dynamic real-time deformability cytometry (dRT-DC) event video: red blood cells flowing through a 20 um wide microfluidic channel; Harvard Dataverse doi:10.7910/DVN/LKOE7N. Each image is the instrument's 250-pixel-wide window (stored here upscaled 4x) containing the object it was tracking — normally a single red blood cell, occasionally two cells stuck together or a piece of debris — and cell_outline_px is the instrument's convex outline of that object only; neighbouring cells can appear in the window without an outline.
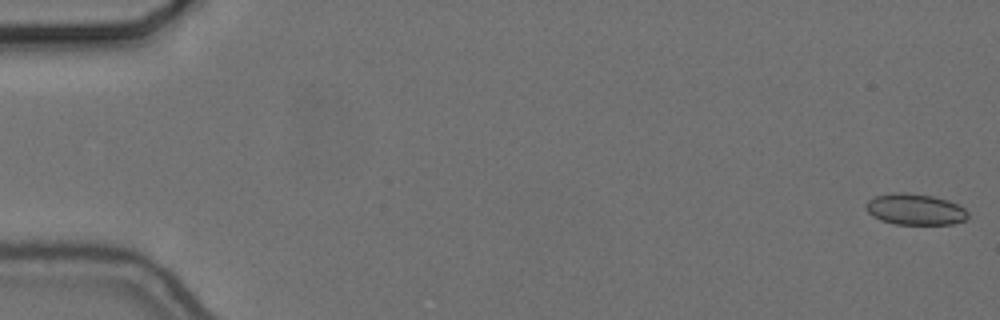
{"species": "common noctule bat (a hibernating species)", "species_latin": "Nyctalus noctula", "temperature_condition": "cold", "stored_images_in_passage": 51, "camera_frame_rate_fps": 3000, "um_per_image_px": 0.085, "animal": {"sex": "female", "body_mass_g": 24.6, "forearm_length_mm": 56.2}, "frame": {"image": 1, "passage_image": 1, "time_ms": 0.0, "image_size_px": [1000, 320], "cell_outline_px": [[968, 216], [964, 220], [952, 224], [896, 224], [880, 220], [872, 216], [864, 208], [864, 204], [868, 200], [876, 196], [892, 192], [904, 192], [932, 196], [948, 200], [964, 208], [968, 212]], "centroid_in_image_um": [77.74, 17.79], "position_along_channel_um": 7.3, "area_um2": 18.55}}
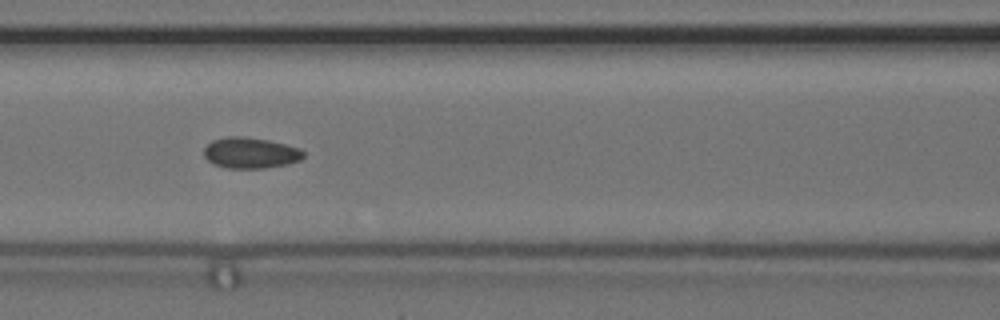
{"frame": {"image": 2, "passage_image": 25, "time_ms": 8.0, "image_size_px": [1000, 320], "cell_outline_px": [[304, 156], [300, 160], [288, 164], [264, 168], [228, 168], [216, 164], [208, 160], [204, 156], [204, 148], [212, 140], [228, 136], [244, 136], [268, 140], [300, 148], [304, 152]], "centroid_in_image_um": [21.3, 12.99], "position_along_channel_um": 145.3, "area_um2": 17.86}}
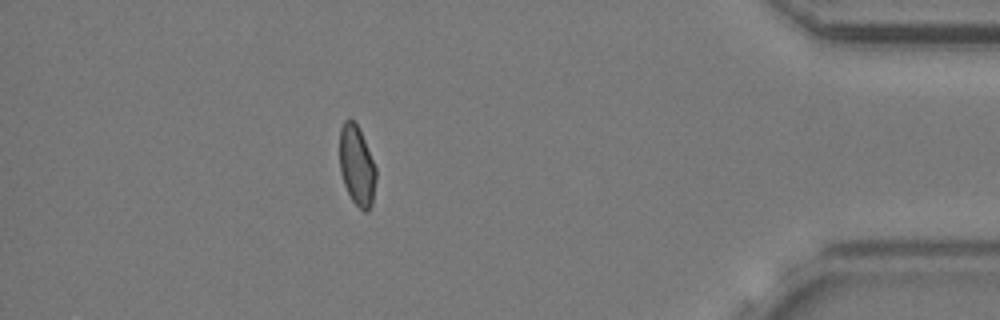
{"frame": {"image": 3, "passage_image": 50, "time_ms": 16.333, "image_size_px": [1000, 320], "cell_outline_px": [[376, 180], [372, 204], [368, 212], [364, 212], [352, 200], [344, 184], [340, 172], [340, 128], [344, 120], [352, 120], [356, 124], [364, 140], [376, 168]], "centroid_in_image_um": [30.33, 14.12], "position_along_channel_um": 404.9, "area_um2": 16.76}}